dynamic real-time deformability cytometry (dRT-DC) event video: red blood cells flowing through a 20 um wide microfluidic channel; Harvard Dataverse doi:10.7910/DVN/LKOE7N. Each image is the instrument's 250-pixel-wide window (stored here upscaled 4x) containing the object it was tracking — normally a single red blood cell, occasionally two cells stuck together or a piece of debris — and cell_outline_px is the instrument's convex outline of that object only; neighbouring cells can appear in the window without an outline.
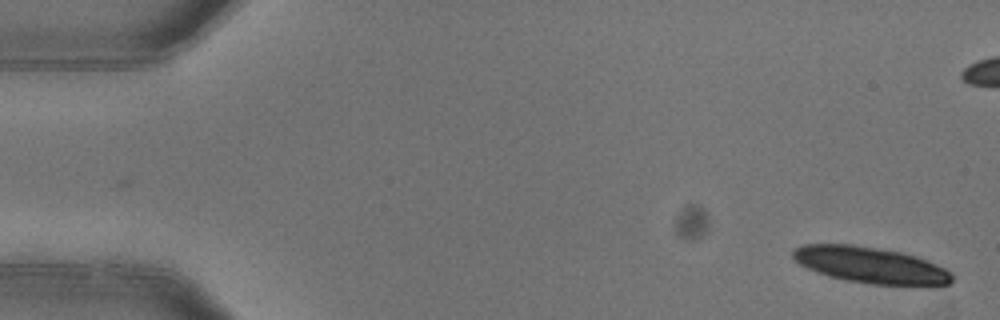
{"species": "common noctule bat (a hibernating species)", "species_latin": "Nyctalus noctula", "temperature_condition": "warm", "stored_images_in_passage": 4, "camera_frame_rate_fps": 3000, "um_per_image_px": 0.085, "animal": {"sex": "female"}, "frame": {"image": 1, "passage_image": 4, "time_ms": 1.0, "image_size_px": [1000, 320], "cell_outline_px": [[952, 280], [948, 284], [872, 284], [844, 280], [828, 276], [816, 272], [792, 260], [792, 248], [804, 244], [852, 244], [900, 252], [916, 256], [936, 264], [952, 272]], "centroid_in_image_um": [73.9, 22.51], "position_along_channel_um": 11.1, "area_um2": 33.29}}